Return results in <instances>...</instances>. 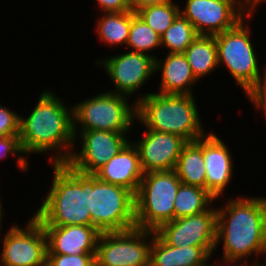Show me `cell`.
<instances>
[{
	"instance_id": "obj_1",
	"label": "cell",
	"mask_w": 266,
	"mask_h": 266,
	"mask_svg": "<svg viewBox=\"0 0 266 266\" xmlns=\"http://www.w3.org/2000/svg\"><path fill=\"white\" fill-rule=\"evenodd\" d=\"M61 100L54 92L44 90L29 117L20 116L19 139L24 154L55 150L49 162L68 161L75 146L73 107L66 108Z\"/></svg>"
},
{
	"instance_id": "obj_2",
	"label": "cell",
	"mask_w": 266,
	"mask_h": 266,
	"mask_svg": "<svg viewBox=\"0 0 266 266\" xmlns=\"http://www.w3.org/2000/svg\"><path fill=\"white\" fill-rule=\"evenodd\" d=\"M225 203L217 209L216 228V247L222 239L223 258L247 260L252 254L265 255L266 197L237 196Z\"/></svg>"
},
{
	"instance_id": "obj_3",
	"label": "cell",
	"mask_w": 266,
	"mask_h": 266,
	"mask_svg": "<svg viewBox=\"0 0 266 266\" xmlns=\"http://www.w3.org/2000/svg\"><path fill=\"white\" fill-rule=\"evenodd\" d=\"M52 165L51 189L34 216L42 226H91L90 174L77 172L66 163Z\"/></svg>"
},
{
	"instance_id": "obj_4",
	"label": "cell",
	"mask_w": 266,
	"mask_h": 266,
	"mask_svg": "<svg viewBox=\"0 0 266 266\" xmlns=\"http://www.w3.org/2000/svg\"><path fill=\"white\" fill-rule=\"evenodd\" d=\"M193 95L146 93L136 104V120L146 129L181 136L196 141L207 133L203 129Z\"/></svg>"
},
{
	"instance_id": "obj_5",
	"label": "cell",
	"mask_w": 266,
	"mask_h": 266,
	"mask_svg": "<svg viewBox=\"0 0 266 266\" xmlns=\"http://www.w3.org/2000/svg\"><path fill=\"white\" fill-rule=\"evenodd\" d=\"M181 183L175 170L144 173L135 194L136 227L156 231L174 220V201Z\"/></svg>"
},
{
	"instance_id": "obj_6",
	"label": "cell",
	"mask_w": 266,
	"mask_h": 266,
	"mask_svg": "<svg viewBox=\"0 0 266 266\" xmlns=\"http://www.w3.org/2000/svg\"><path fill=\"white\" fill-rule=\"evenodd\" d=\"M126 96L101 92L73 106L74 137L79 131L104 130L128 133L136 119V104ZM134 118V119H133ZM80 124V129L78 131Z\"/></svg>"
},
{
	"instance_id": "obj_7",
	"label": "cell",
	"mask_w": 266,
	"mask_h": 266,
	"mask_svg": "<svg viewBox=\"0 0 266 266\" xmlns=\"http://www.w3.org/2000/svg\"><path fill=\"white\" fill-rule=\"evenodd\" d=\"M90 213L91 226L100 233L135 228V194L90 174Z\"/></svg>"
},
{
	"instance_id": "obj_8",
	"label": "cell",
	"mask_w": 266,
	"mask_h": 266,
	"mask_svg": "<svg viewBox=\"0 0 266 266\" xmlns=\"http://www.w3.org/2000/svg\"><path fill=\"white\" fill-rule=\"evenodd\" d=\"M243 18L235 27L215 34L218 65H225L237 84L247 94L266 77L261 76L258 58L251 42L250 27Z\"/></svg>"
},
{
	"instance_id": "obj_9",
	"label": "cell",
	"mask_w": 266,
	"mask_h": 266,
	"mask_svg": "<svg viewBox=\"0 0 266 266\" xmlns=\"http://www.w3.org/2000/svg\"><path fill=\"white\" fill-rule=\"evenodd\" d=\"M154 234L153 230L137 227L101 233L97 242L95 266H150Z\"/></svg>"
},
{
	"instance_id": "obj_10",
	"label": "cell",
	"mask_w": 266,
	"mask_h": 266,
	"mask_svg": "<svg viewBox=\"0 0 266 266\" xmlns=\"http://www.w3.org/2000/svg\"><path fill=\"white\" fill-rule=\"evenodd\" d=\"M254 11L246 0H187L185 8L180 9L199 35L232 29L244 17L252 18Z\"/></svg>"
},
{
	"instance_id": "obj_11",
	"label": "cell",
	"mask_w": 266,
	"mask_h": 266,
	"mask_svg": "<svg viewBox=\"0 0 266 266\" xmlns=\"http://www.w3.org/2000/svg\"><path fill=\"white\" fill-rule=\"evenodd\" d=\"M13 225L2 240L0 266H46L47 236L33 215L25 228Z\"/></svg>"
},
{
	"instance_id": "obj_12",
	"label": "cell",
	"mask_w": 266,
	"mask_h": 266,
	"mask_svg": "<svg viewBox=\"0 0 266 266\" xmlns=\"http://www.w3.org/2000/svg\"><path fill=\"white\" fill-rule=\"evenodd\" d=\"M217 207L197 215L174 219L155 232L170 246L202 247L210 256L216 250Z\"/></svg>"
},
{
	"instance_id": "obj_13",
	"label": "cell",
	"mask_w": 266,
	"mask_h": 266,
	"mask_svg": "<svg viewBox=\"0 0 266 266\" xmlns=\"http://www.w3.org/2000/svg\"><path fill=\"white\" fill-rule=\"evenodd\" d=\"M97 64L105 69L116 88L108 92L127 97L134 96L133 94L144 86L143 84L151 78L152 74L156 73L155 58L130 50L124 54L98 59L96 66Z\"/></svg>"
},
{
	"instance_id": "obj_14",
	"label": "cell",
	"mask_w": 266,
	"mask_h": 266,
	"mask_svg": "<svg viewBox=\"0 0 266 266\" xmlns=\"http://www.w3.org/2000/svg\"><path fill=\"white\" fill-rule=\"evenodd\" d=\"M78 136L82 147L79 153L72 150L66 164L83 174H94L129 142L126 133L104 130L81 131L75 142Z\"/></svg>"
},
{
	"instance_id": "obj_15",
	"label": "cell",
	"mask_w": 266,
	"mask_h": 266,
	"mask_svg": "<svg viewBox=\"0 0 266 266\" xmlns=\"http://www.w3.org/2000/svg\"><path fill=\"white\" fill-rule=\"evenodd\" d=\"M186 143L181 136L150 129H147L139 142H133L139 152L143 173L175 170L178 157Z\"/></svg>"
},
{
	"instance_id": "obj_16",
	"label": "cell",
	"mask_w": 266,
	"mask_h": 266,
	"mask_svg": "<svg viewBox=\"0 0 266 266\" xmlns=\"http://www.w3.org/2000/svg\"><path fill=\"white\" fill-rule=\"evenodd\" d=\"M227 146L213 131L203 136V158L206 170L205 189L215 198L223 195L232 181L233 161Z\"/></svg>"
},
{
	"instance_id": "obj_17",
	"label": "cell",
	"mask_w": 266,
	"mask_h": 266,
	"mask_svg": "<svg viewBox=\"0 0 266 266\" xmlns=\"http://www.w3.org/2000/svg\"><path fill=\"white\" fill-rule=\"evenodd\" d=\"M47 254H96L100 232L94 226H43Z\"/></svg>"
},
{
	"instance_id": "obj_18",
	"label": "cell",
	"mask_w": 266,
	"mask_h": 266,
	"mask_svg": "<svg viewBox=\"0 0 266 266\" xmlns=\"http://www.w3.org/2000/svg\"><path fill=\"white\" fill-rule=\"evenodd\" d=\"M143 174L138 149L129 141L93 175L103 182L127 188L136 194Z\"/></svg>"
},
{
	"instance_id": "obj_19",
	"label": "cell",
	"mask_w": 266,
	"mask_h": 266,
	"mask_svg": "<svg viewBox=\"0 0 266 266\" xmlns=\"http://www.w3.org/2000/svg\"><path fill=\"white\" fill-rule=\"evenodd\" d=\"M161 73L160 94L193 95L196 83L187 59L183 53H167L165 59H155V72Z\"/></svg>"
},
{
	"instance_id": "obj_20",
	"label": "cell",
	"mask_w": 266,
	"mask_h": 266,
	"mask_svg": "<svg viewBox=\"0 0 266 266\" xmlns=\"http://www.w3.org/2000/svg\"><path fill=\"white\" fill-rule=\"evenodd\" d=\"M210 255L197 246L168 245L156 232L150 249V266H197Z\"/></svg>"
},
{
	"instance_id": "obj_21",
	"label": "cell",
	"mask_w": 266,
	"mask_h": 266,
	"mask_svg": "<svg viewBox=\"0 0 266 266\" xmlns=\"http://www.w3.org/2000/svg\"><path fill=\"white\" fill-rule=\"evenodd\" d=\"M175 171L182 183L205 189L206 170L203 158V137L184 145L178 157Z\"/></svg>"
},
{
	"instance_id": "obj_22",
	"label": "cell",
	"mask_w": 266,
	"mask_h": 266,
	"mask_svg": "<svg viewBox=\"0 0 266 266\" xmlns=\"http://www.w3.org/2000/svg\"><path fill=\"white\" fill-rule=\"evenodd\" d=\"M183 54L197 81L219 67L214 35H198Z\"/></svg>"
},
{
	"instance_id": "obj_23",
	"label": "cell",
	"mask_w": 266,
	"mask_h": 266,
	"mask_svg": "<svg viewBox=\"0 0 266 266\" xmlns=\"http://www.w3.org/2000/svg\"><path fill=\"white\" fill-rule=\"evenodd\" d=\"M133 11L104 13L97 21L98 38L107 45L121 46L128 42Z\"/></svg>"
},
{
	"instance_id": "obj_24",
	"label": "cell",
	"mask_w": 266,
	"mask_h": 266,
	"mask_svg": "<svg viewBox=\"0 0 266 266\" xmlns=\"http://www.w3.org/2000/svg\"><path fill=\"white\" fill-rule=\"evenodd\" d=\"M213 202L215 198L206 189L181 183L174 201V219L201 214Z\"/></svg>"
},
{
	"instance_id": "obj_25",
	"label": "cell",
	"mask_w": 266,
	"mask_h": 266,
	"mask_svg": "<svg viewBox=\"0 0 266 266\" xmlns=\"http://www.w3.org/2000/svg\"><path fill=\"white\" fill-rule=\"evenodd\" d=\"M198 35L190 21L180 13L160 37L161 47H166L168 53H184Z\"/></svg>"
},
{
	"instance_id": "obj_26",
	"label": "cell",
	"mask_w": 266,
	"mask_h": 266,
	"mask_svg": "<svg viewBox=\"0 0 266 266\" xmlns=\"http://www.w3.org/2000/svg\"><path fill=\"white\" fill-rule=\"evenodd\" d=\"M180 8L171 0L163 4L144 6L136 14L161 37L180 14Z\"/></svg>"
},
{
	"instance_id": "obj_27",
	"label": "cell",
	"mask_w": 266,
	"mask_h": 266,
	"mask_svg": "<svg viewBox=\"0 0 266 266\" xmlns=\"http://www.w3.org/2000/svg\"><path fill=\"white\" fill-rule=\"evenodd\" d=\"M126 46L131 48V51L145 53L155 59L157 56L155 57L154 54H151V50L161 47L160 36L134 11Z\"/></svg>"
},
{
	"instance_id": "obj_28",
	"label": "cell",
	"mask_w": 266,
	"mask_h": 266,
	"mask_svg": "<svg viewBox=\"0 0 266 266\" xmlns=\"http://www.w3.org/2000/svg\"><path fill=\"white\" fill-rule=\"evenodd\" d=\"M7 155L17 156L18 168L22 169L23 172H27L29 164L22 151L19 135L0 136V160L5 159Z\"/></svg>"
},
{
	"instance_id": "obj_29",
	"label": "cell",
	"mask_w": 266,
	"mask_h": 266,
	"mask_svg": "<svg viewBox=\"0 0 266 266\" xmlns=\"http://www.w3.org/2000/svg\"><path fill=\"white\" fill-rule=\"evenodd\" d=\"M96 254H47L46 266H95Z\"/></svg>"
},
{
	"instance_id": "obj_30",
	"label": "cell",
	"mask_w": 266,
	"mask_h": 266,
	"mask_svg": "<svg viewBox=\"0 0 266 266\" xmlns=\"http://www.w3.org/2000/svg\"><path fill=\"white\" fill-rule=\"evenodd\" d=\"M20 116L0 104V136L19 135Z\"/></svg>"
},
{
	"instance_id": "obj_31",
	"label": "cell",
	"mask_w": 266,
	"mask_h": 266,
	"mask_svg": "<svg viewBox=\"0 0 266 266\" xmlns=\"http://www.w3.org/2000/svg\"><path fill=\"white\" fill-rule=\"evenodd\" d=\"M246 96L257 110H263L266 119V77L254 86Z\"/></svg>"
},
{
	"instance_id": "obj_32",
	"label": "cell",
	"mask_w": 266,
	"mask_h": 266,
	"mask_svg": "<svg viewBox=\"0 0 266 266\" xmlns=\"http://www.w3.org/2000/svg\"><path fill=\"white\" fill-rule=\"evenodd\" d=\"M103 13L131 11L127 0H97Z\"/></svg>"
},
{
	"instance_id": "obj_33",
	"label": "cell",
	"mask_w": 266,
	"mask_h": 266,
	"mask_svg": "<svg viewBox=\"0 0 266 266\" xmlns=\"http://www.w3.org/2000/svg\"><path fill=\"white\" fill-rule=\"evenodd\" d=\"M169 1L171 0H127L130 8L134 12L144 6L163 4Z\"/></svg>"
},
{
	"instance_id": "obj_34",
	"label": "cell",
	"mask_w": 266,
	"mask_h": 266,
	"mask_svg": "<svg viewBox=\"0 0 266 266\" xmlns=\"http://www.w3.org/2000/svg\"><path fill=\"white\" fill-rule=\"evenodd\" d=\"M222 261H224V264H226L225 266H231L232 264L235 266L237 263L239 264V266H248L249 265L247 263L248 260H234V259L223 258ZM219 264L221 265L222 263H218V264H216V266H220ZM221 266H224V265L222 264Z\"/></svg>"
},
{
	"instance_id": "obj_35",
	"label": "cell",
	"mask_w": 266,
	"mask_h": 266,
	"mask_svg": "<svg viewBox=\"0 0 266 266\" xmlns=\"http://www.w3.org/2000/svg\"><path fill=\"white\" fill-rule=\"evenodd\" d=\"M1 199V198H0ZM3 205H2V202H1V200H0V231H1V227H2V224H1V222H3V220H2V217H3V215L2 214H5L4 212H2L3 211V209H1V208H3L2 207ZM2 220V221H1ZM1 234V233H0Z\"/></svg>"
},
{
	"instance_id": "obj_36",
	"label": "cell",
	"mask_w": 266,
	"mask_h": 266,
	"mask_svg": "<svg viewBox=\"0 0 266 266\" xmlns=\"http://www.w3.org/2000/svg\"><path fill=\"white\" fill-rule=\"evenodd\" d=\"M210 259H211V256L207 260H205L202 264H199L197 266H216L215 264H213V265L212 264L207 265L208 262H210Z\"/></svg>"
},
{
	"instance_id": "obj_37",
	"label": "cell",
	"mask_w": 266,
	"mask_h": 266,
	"mask_svg": "<svg viewBox=\"0 0 266 266\" xmlns=\"http://www.w3.org/2000/svg\"><path fill=\"white\" fill-rule=\"evenodd\" d=\"M256 262H252V266H266V262H264L263 264H261V263H258L257 262V258H256V260H255ZM260 264V265H259Z\"/></svg>"
},
{
	"instance_id": "obj_38",
	"label": "cell",
	"mask_w": 266,
	"mask_h": 266,
	"mask_svg": "<svg viewBox=\"0 0 266 266\" xmlns=\"http://www.w3.org/2000/svg\"><path fill=\"white\" fill-rule=\"evenodd\" d=\"M263 1H266V0H255V9H257L258 5L263 4Z\"/></svg>"
},
{
	"instance_id": "obj_39",
	"label": "cell",
	"mask_w": 266,
	"mask_h": 266,
	"mask_svg": "<svg viewBox=\"0 0 266 266\" xmlns=\"http://www.w3.org/2000/svg\"><path fill=\"white\" fill-rule=\"evenodd\" d=\"M255 9V0H246Z\"/></svg>"
}]
</instances>
